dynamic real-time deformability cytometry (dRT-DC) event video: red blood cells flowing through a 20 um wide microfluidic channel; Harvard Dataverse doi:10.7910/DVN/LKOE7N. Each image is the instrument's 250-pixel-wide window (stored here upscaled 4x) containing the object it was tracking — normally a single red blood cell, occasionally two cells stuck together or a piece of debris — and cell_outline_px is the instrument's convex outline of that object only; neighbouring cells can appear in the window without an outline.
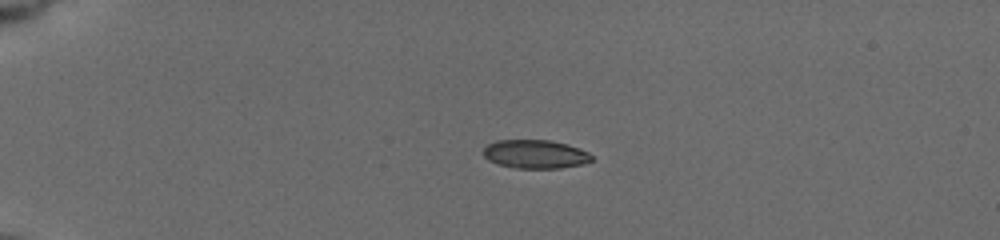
{"species": "common noctule bat (a hibernating species)", "species_latin": "Nyctalus noctula", "temperature_condition": "cold", "stored_images_in_passage": 43, "camera_frame_rate_fps": 3000, "um_per_image_px": 0.085, "animal": {"sex": "female", "body_mass_g": 19.5, "forearm_length_mm": 54.1}, "frame": {"image": 1, "passage_image": 1, "time_ms": 0.0, "image_size_px": [1000, 240], "cell_outline_px": [[592, 160], [584, 164], [560, 168], [516, 168], [500, 164], [488, 160], [484, 156], [484, 148], [488, 144], [496, 140], [552, 140], [568, 144], [580, 148], [588, 152], [592, 156]], "centroid_in_image_um": [45.53, 13.09], "position_along_channel_um": 39.5, "area_um2": 18.09}}
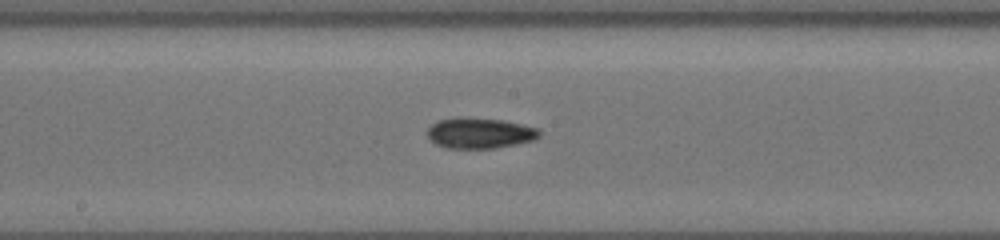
{"frame": {"image": 2, "passage_image": 19, "time_ms": 6.0, "image_size_px": [1000, 240], "cell_outline_px": [[540, 136], [536, 140], [496, 148], [448, 148], [436, 144], [428, 136], [428, 128], [432, 124], [440, 120], [456, 116], [460, 116], [500, 120], [540, 128]], "centroid_in_image_um": [40.8, 11.3], "position_along_channel_um": 207.4, "area_um2": 20.06}}
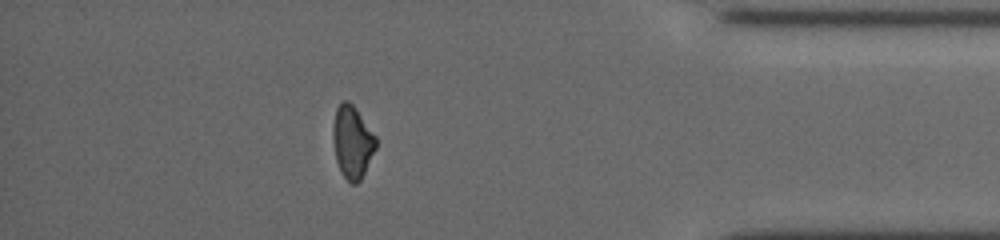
{"frame": {"image": 3, "passage_image": 37, "time_ms": 12.0, "image_size_px": [1000, 240], "cell_outline_px": [[376, 148], [360, 180], [356, 184], [352, 184], [344, 176], [336, 160], [332, 132], [332, 128], [336, 108], [344, 100], [348, 100], [356, 108], [376, 136]], "centroid_in_image_um": [29.94, 12.04], "position_along_channel_um": 405.3, "area_um2": 17.92}}